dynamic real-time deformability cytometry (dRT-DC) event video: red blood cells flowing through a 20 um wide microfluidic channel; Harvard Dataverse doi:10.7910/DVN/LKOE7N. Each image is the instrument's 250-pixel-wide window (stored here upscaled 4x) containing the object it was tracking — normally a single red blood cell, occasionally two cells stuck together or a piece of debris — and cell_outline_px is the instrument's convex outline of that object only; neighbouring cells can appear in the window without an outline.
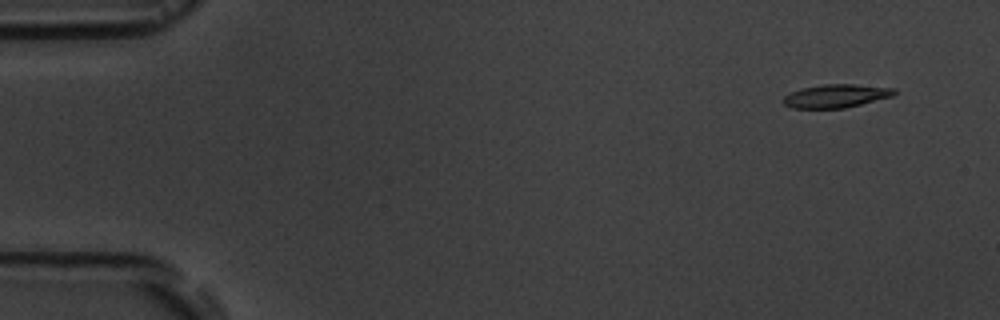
{"species": "common noctule bat (a hibernating species)", "species_latin": "Nyctalus noctula", "temperature_condition": "room temperature", "stored_images_in_passage": 6, "camera_frame_rate_fps": 3000, "um_per_image_px": 0.085, "animal": {"sex": "male", "body_mass_g": 19.5, "forearm_length_mm": 54.6}, "frame": {"image": 1, "passage_image": 1, "time_ms": 0.0, "image_size_px": [1000, 320], "cell_outline_px": [[896, 92], [892, 96], [844, 108], [792, 108], [784, 104], [784, 96], [800, 88], [824, 84], [856, 84], [896, 88]], "centroid_in_image_um": [71.07, 8.14], "position_along_channel_um": 13.9, "area_um2": 14.97}}
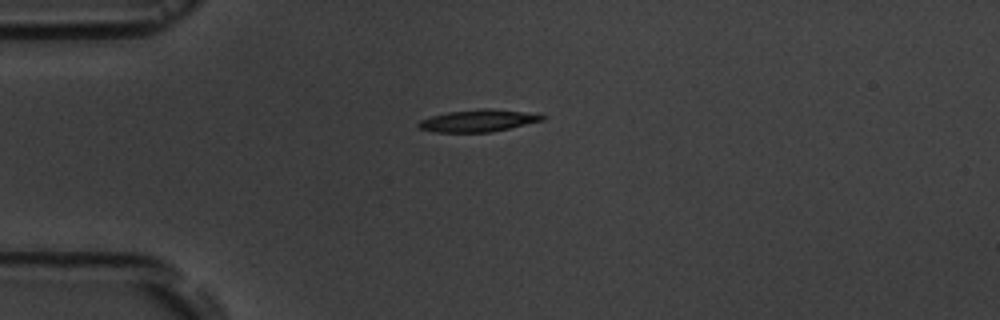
{"frame": {"image": 2, "passage_image": 4, "time_ms": 3.333, "image_size_px": [1000, 320], "cell_outline_px": [[548, 116], [544, 120], [508, 128], [488, 132], [436, 132], [420, 128], [416, 124], [420, 120], [432, 116], [448, 112], [480, 108], [488, 108], [524, 112]], "centroid_in_image_um": [40.63, 10.25], "position_along_channel_um": 44.4, "area_um2": 15.72}}
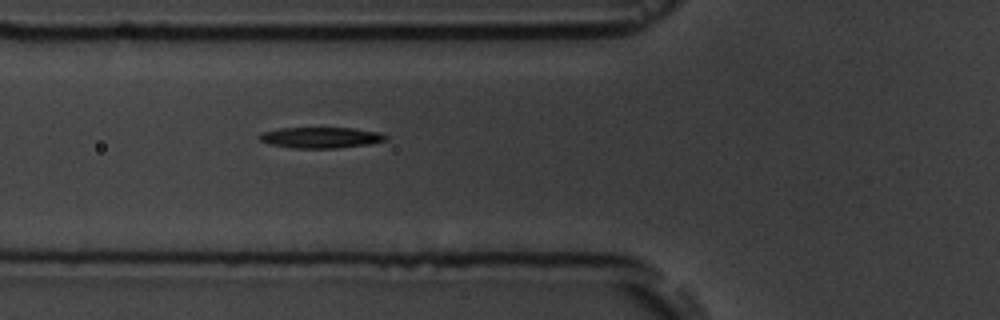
{"frame": {"image": 3, "passage_image": 6, "time_ms": 5.333, "image_size_px": [1000, 320], "cell_outline_px": [[388, 140], [368, 144], [336, 148], [292, 148], [268, 144], [260, 140], [260, 136], [264, 132], [280, 128], [352, 128], [380, 132], [388, 136]], "centroid_in_image_um": [27.31, 11.7], "position_along_channel_um": 98.5, "area_um2": 15.32}}